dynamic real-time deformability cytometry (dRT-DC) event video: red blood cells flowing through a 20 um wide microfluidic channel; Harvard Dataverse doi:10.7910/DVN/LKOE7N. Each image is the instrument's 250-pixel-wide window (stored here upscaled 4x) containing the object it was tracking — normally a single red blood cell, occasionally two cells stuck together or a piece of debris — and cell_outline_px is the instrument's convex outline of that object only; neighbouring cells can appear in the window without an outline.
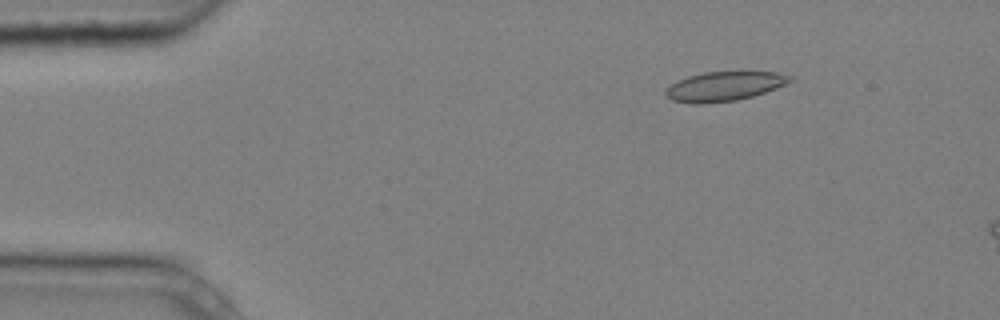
{"species": "common noctule bat (a hibernating species)", "species_latin": "Nyctalus noctula", "temperature_condition": "cold", "stored_images_in_passage": 5, "camera_frame_rate_fps": 3000, "um_per_image_px": 0.085, "animal": {"sex": "male", "body_mass_g": 20.4}, "frame": {"image": 1, "passage_image": 2, "time_ms": 0.333, "image_size_px": [1000, 320], "cell_outline_px": [[796, 80], [776, 88], [752, 96], [736, 100], [700, 104], [692, 104], [672, 100], [664, 92], [676, 80], [688, 76], [704, 72], [776, 72], [792, 76]], "centroid_in_image_um": [61.58, 7.33], "position_along_channel_um": 23.4, "area_um2": 21.21}}
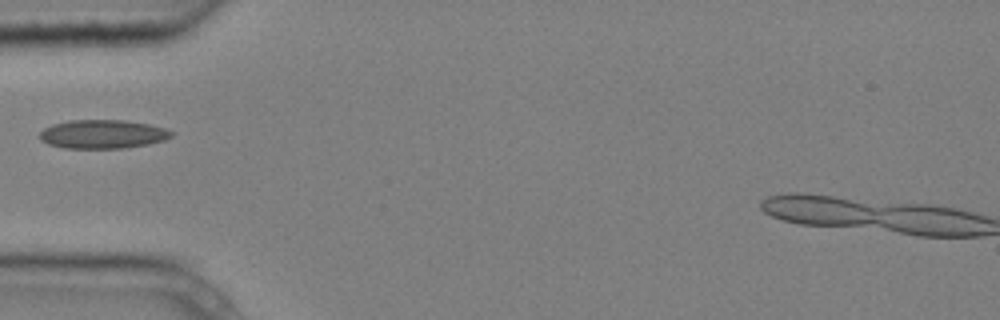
{"frame": {"image": 2, "passage_image": 5, "time_ms": 1.333, "image_size_px": [1000, 320], "cell_outline_px": [[172, 136], [164, 140], [148, 144], [124, 148], [64, 148], [48, 144], [40, 140], [40, 132], [44, 128], [52, 124], [68, 120], [124, 120], [148, 124], [164, 128], [172, 132]], "centroid_in_image_um": [8.69, 11.4], "position_along_channel_um": 76.3, "area_um2": 22.02}}